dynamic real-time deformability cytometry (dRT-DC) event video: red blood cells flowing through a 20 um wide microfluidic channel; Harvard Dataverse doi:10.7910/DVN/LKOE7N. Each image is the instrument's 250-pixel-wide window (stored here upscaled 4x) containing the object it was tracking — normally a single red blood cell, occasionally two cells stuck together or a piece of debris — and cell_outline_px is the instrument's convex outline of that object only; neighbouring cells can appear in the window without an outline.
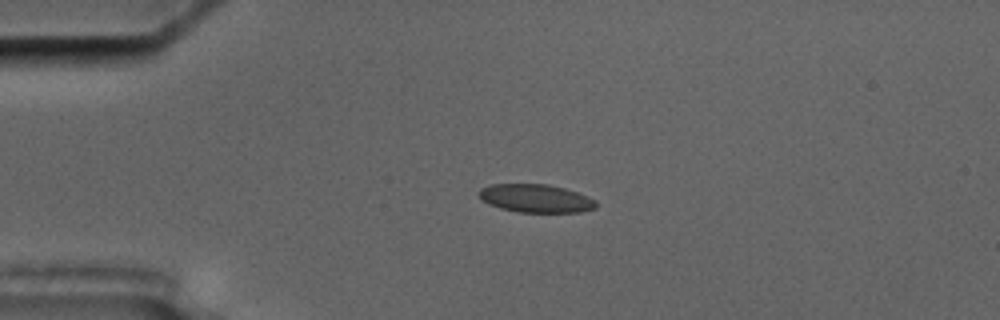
{"species": "common noctule bat (a hibernating species)", "species_latin": "Nyctalus noctula", "temperature_condition": "cold", "stored_images_in_passage": 3, "camera_frame_rate_fps": 3000, "um_per_image_px": 0.085, "animal": {"sex": "male", "body_mass_g": 17.5, "forearm_length_mm": 52.3}, "frame": {"image": 1, "passage_image": 2, "time_ms": 2.0, "image_size_px": [1000, 320], "cell_outline_px": [[596, 208], [580, 212], [520, 212], [500, 208], [488, 204], [480, 200], [476, 192], [480, 188], [492, 184], [548, 184], [564, 188], [588, 196], [596, 200]], "centroid_in_image_um": [45.5, 16.86], "position_along_channel_um": 39.5, "area_um2": 19.42}}